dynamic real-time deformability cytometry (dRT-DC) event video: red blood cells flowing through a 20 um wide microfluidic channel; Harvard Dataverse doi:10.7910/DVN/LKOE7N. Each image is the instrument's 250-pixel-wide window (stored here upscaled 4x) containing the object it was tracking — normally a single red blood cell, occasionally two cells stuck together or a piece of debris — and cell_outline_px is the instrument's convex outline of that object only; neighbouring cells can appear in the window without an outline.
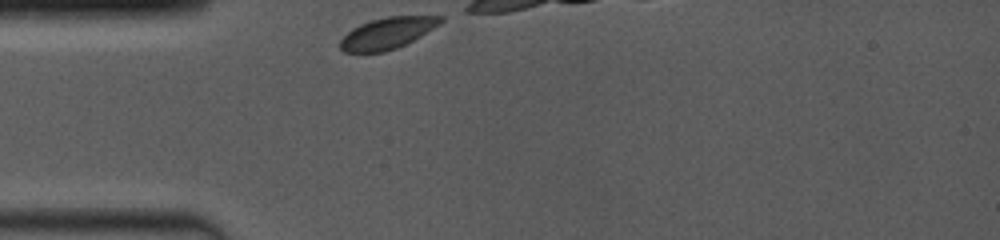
{"species": "common noctule bat (a hibernating species)", "species_latin": "Nyctalus noctula", "temperature_condition": "room temperature", "stored_images_in_passage": 10, "camera_frame_rate_fps": 4000, "um_per_image_px": 0.085, "animal": {"sex": "female", "body_mass_g": 19.0, "forearm_length_mm": 53.3}, "frame": {"image": 1, "passage_image": 1, "time_ms": 0.0, "image_size_px": [1000, 240], "cell_outline_px": [[444, 20], [440, 24], [420, 36], [396, 48], [384, 52], [344, 52], [340, 48], [340, 40], [352, 28], [360, 24], [372, 20], [388, 16], [444, 16]], "centroid_in_image_um": [32.92, 2.81], "position_along_channel_um": 52.1, "area_um2": 18.15}}
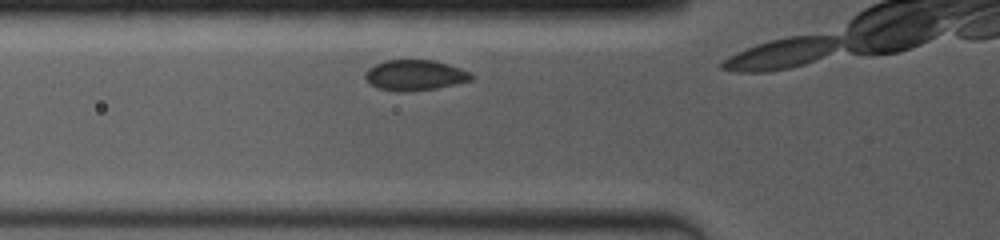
{"frame": {"image": 2, "passage_image": 7, "time_ms": 1.25, "image_size_px": [1000, 240], "cell_outline_px": [[472, 80], [436, 88], [408, 92], [396, 92], [376, 88], [364, 76], [364, 72], [368, 68], [384, 60], [436, 60], [472, 72]], "centroid_in_image_um": [35.25, 6.39], "position_along_channel_um": 90.5, "area_um2": 19.02}}